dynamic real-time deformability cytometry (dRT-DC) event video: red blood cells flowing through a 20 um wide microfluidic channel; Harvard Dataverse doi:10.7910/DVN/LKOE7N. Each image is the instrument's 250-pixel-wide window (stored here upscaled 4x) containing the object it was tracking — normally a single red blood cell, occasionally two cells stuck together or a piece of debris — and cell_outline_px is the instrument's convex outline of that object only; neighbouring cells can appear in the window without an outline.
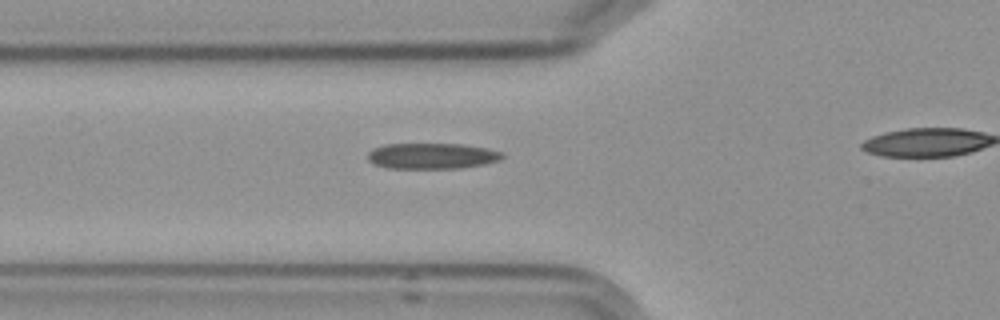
{"species": "Egyptian fruit bat (a non-hibernating species)", "species_latin": "Rousettus aegyptiacus", "temperature_condition": "cold", "stored_images_in_passage": 5, "segment_of_instrument_passage": [1, 2], "camera_frame_rate_fps": 3000, "um_per_image_px": 0.085, "frame": {"image": 1, "passage_image": 4, "time_ms": 3.333, "image_size_px": [1000, 320], "cell_outline_px": [[504, 156], [500, 160], [484, 164], [460, 168], [388, 168], [376, 164], [368, 160], [368, 152], [372, 148], [384, 144], [460, 144], [488, 148], [504, 152]], "centroid_in_image_um": [36.73, 13.25], "position_along_channel_um": 89.1, "area_um2": 20.29}}